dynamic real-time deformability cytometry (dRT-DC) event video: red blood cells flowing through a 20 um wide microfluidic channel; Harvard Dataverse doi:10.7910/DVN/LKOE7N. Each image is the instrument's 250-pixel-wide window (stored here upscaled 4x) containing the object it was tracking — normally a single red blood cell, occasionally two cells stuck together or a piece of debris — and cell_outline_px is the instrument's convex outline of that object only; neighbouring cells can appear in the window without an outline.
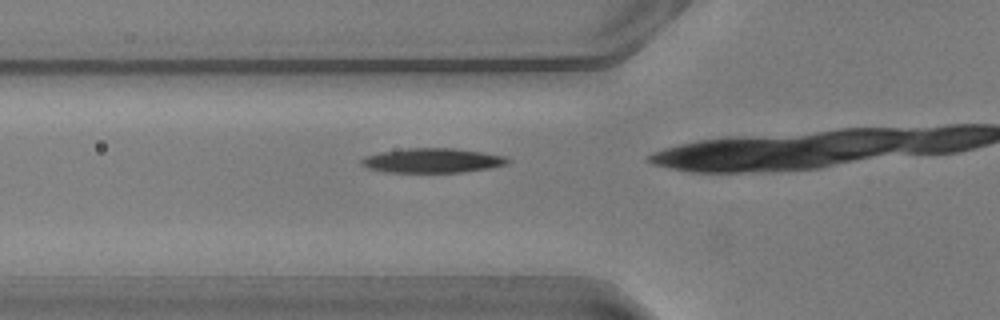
{"species": "common noctule bat (a hibernating species)", "species_latin": "Nyctalus noctula", "temperature_condition": "warm", "stored_images_in_passage": 24, "camera_frame_rate_fps": 3000, "um_per_image_px": 0.085, "animal": {"sex": "male", "body_mass_g": 20.5, "forearm_length_mm": 52.5}, "frame": {"image": 1, "passage_image": 14, "time_ms": 4.333, "image_size_px": [1000, 320], "cell_outline_px": [[512, 160], [508, 164], [492, 168], [464, 172], [388, 172], [368, 168], [360, 164], [360, 160], [364, 156], [380, 152], [408, 148], [456, 148], [504, 156]], "centroid_in_image_um": [36.77, 13.64], "position_along_channel_um": 89.0, "area_um2": 20.98}}
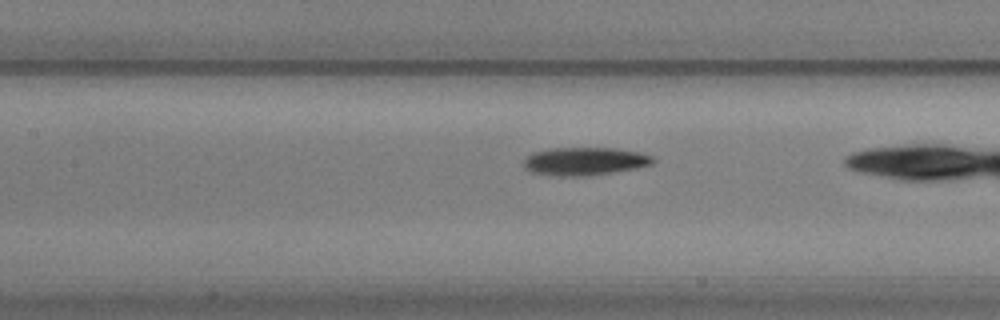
{"frame": {"image": 2, "passage_image": 19, "time_ms": 6.0, "image_size_px": [1000, 320], "cell_outline_px": [[656, 160], [652, 164], [636, 168], [588, 176], [552, 176], [532, 172], [524, 168], [524, 160], [532, 152], [552, 148], [612, 148], [640, 152], [652, 156]], "centroid_in_image_um": [49.69, 13.71], "position_along_channel_um": 157.7, "area_um2": 21.15}}
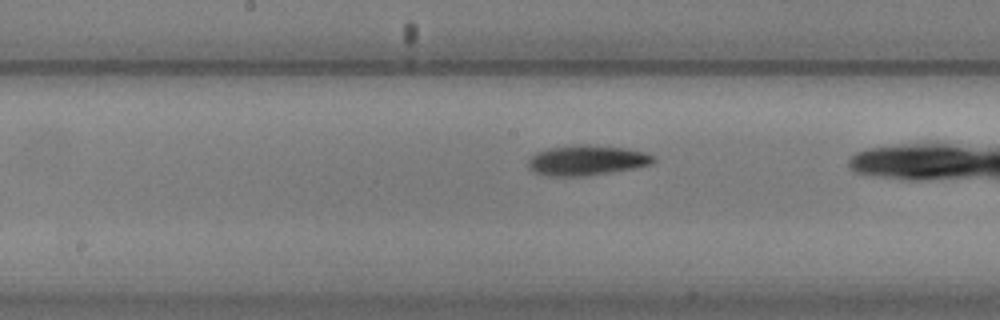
{"frame": {"image": 3, "passage_image": 22, "time_ms": 7.0, "image_size_px": [1000, 320], "cell_outline_px": [[656, 160], [652, 164], [632, 168], [588, 176], [548, 176], [536, 172], [528, 168], [528, 160], [536, 152], [548, 148], [588, 144], [628, 148], [644, 152], [656, 156]], "centroid_in_image_um": [49.9, 13.62], "position_along_channel_um": 198.3, "area_um2": 22.02}}